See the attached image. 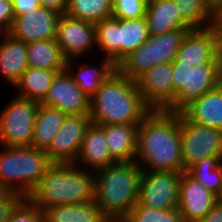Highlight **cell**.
Instances as JSON below:
<instances>
[{"mask_svg":"<svg viewBox=\"0 0 222 222\" xmlns=\"http://www.w3.org/2000/svg\"><path fill=\"white\" fill-rule=\"evenodd\" d=\"M7 222H45V215L27 197H24L11 212Z\"/></svg>","mask_w":222,"mask_h":222,"instance_id":"34","label":"cell"},{"mask_svg":"<svg viewBox=\"0 0 222 222\" xmlns=\"http://www.w3.org/2000/svg\"><path fill=\"white\" fill-rule=\"evenodd\" d=\"M39 2L42 7L53 10L60 15L66 13L68 0H39Z\"/></svg>","mask_w":222,"mask_h":222,"instance_id":"38","label":"cell"},{"mask_svg":"<svg viewBox=\"0 0 222 222\" xmlns=\"http://www.w3.org/2000/svg\"><path fill=\"white\" fill-rule=\"evenodd\" d=\"M181 19L191 29L215 25L219 8L211 0H174Z\"/></svg>","mask_w":222,"mask_h":222,"instance_id":"29","label":"cell"},{"mask_svg":"<svg viewBox=\"0 0 222 222\" xmlns=\"http://www.w3.org/2000/svg\"><path fill=\"white\" fill-rule=\"evenodd\" d=\"M219 198L205 189L186 171L181 174L178 193V210L183 222H200L216 205Z\"/></svg>","mask_w":222,"mask_h":222,"instance_id":"16","label":"cell"},{"mask_svg":"<svg viewBox=\"0 0 222 222\" xmlns=\"http://www.w3.org/2000/svg\"><path fill=\"white\" fill-rule=\"evenodd\" d=\"M216 26L190 29L184 36L173 62L198 66L212 63L219 56Z\"/></svg>","mask_w":222,"mask_h":222,"instance_id":"18","label":"cell"},{"mask_svg":"<svg viewBox=\"0 0 222 222\" xmlns=\"http://www.w3.org/2000/svg\"><path fill=\"white\" fill-rule=\"evenodd\" d=\"M14 18L11 0H0V33H7L11 29Z\"/></svg>","mask_w":222,"mask_h":222,"instance_id":"36","label":"cell"},{"mask_svg":"<svg viewBox=\"0 0 222 222\" xmlns=\"http://www.w3.org/2000/svg\"><path fill=\"white\" fill-rule=\"evenodd\" d=\"M65 14L96 24L112 17L113 0H68Z\"/></svg>","mask_w":222,"mask_h":222,"instance_id":"31","label":"cell"},{"mask_svg":"<svg viewBox=\"0 0 222 222\" xmlns=\"http://www.w3.org/2000/svg\"><path fill=\"white\" fill-rule=\"evenodd\" d=\"M0 113V145L31 147L38 102L14 95Z\"/></svg>","mask_w":222,"mask_h":222,"instance_id":"9","label":"cell"},{"mask_svg":"<svg viewBox=\"0 0 222 222\" xmlns=\"http://www.w3.org/2000/svg\"><path fill=\"white\" fill-rule=\"evenodd\" d=\"M181 112L191 122L222 130V83L192 100Z\"/></svg>","mask_w":222,"mask_h":222,"instance_id":"20","label":"cell"},{"mask_svg":"<svg viewBox=\"0 0 222 222\" xmlns=\"http://www.w3.org/2000/svg\"><path fill=\"white\" fill-rule=\"evenodd\" d=\"M135 160L143 171L183 172L179 112L152 110L143 119Z\"/></svg>","mask_w":222,"mask_h":222,"instance_id":"1","label":"cell"},{"mask_svg":"<svg viewBox=\"0 0 222 222\" xmlns=\"http://www.w3.org/2000/svg\"><path fill=\"white\" fill-rule=\"evenodd\" d=\"M139 125H104L107 147L116 162H130L135 160Z\"/></svg>","mask_w":222,"mask_h":222,"instance_id":"22","label":"cell"},{"mask_svg":"<svg viewBox=\"0 0 222 222\" xmlns=\"http://www.w3.org/2000/svg\"><path fill=\"white\" fill-rule=\"evenodd\" d=\"M200 222H222V203L218 201Z\"/></svg>","mask_w":222,"mask_h":222,"instance_id":"39","label":"cell"},{"mask_svg":"<svg viewBox=\"0 0 222 222\" xmlns=\"http://www.w3.org/2000/svg\"><path fill=\"white\" fill-rule=\"evenodd\" d=\"M40 104L56 108L66 115L90 113V98L74 82L67 70L55 76Z\"/></svg>","mask_w":222,"mask_h":222,"instance_id":"15","label":"cell"},{"mask_svg":"<svg viewBox=\"0 0 222 222\" xmlns=\"http://www.w3.org/2000/svg\"><path fill=\"white\" fill-rule=\"evenodd\" d=\"M58 73L60 72L28 67L14 85L17 89L16 96L41 103Z\"/></svg>","mask_w":222,"mask_h":222,"instance_id":"28","label":"cell"},{"mask_svg":"<svg viewBox=\"0 0 222 222\" xmlns=\"http://www.w3.org/2000/svg\"><path fill=\"white\" fill-rule=\"evenodd\" d=\"M215 26L218 34V49H219L218 54H219L220 70L222 77V9H220L218 12Z\"/></svg>","mask_w":222,"mask_h":222,"instance_id":"40","label":"cell"},{"mask_svg":"<svg viewBox=\"0 0 222 222\" xmlns=\"http://www.w3.org/2000/svg\"><path fill=\"white\" fill-rule=\"evenodd\" d=\"M15 16L24 15L40 7L39 0H11Z\"/></svg>","mask_w":222,"mask_h":222,"instance_id":"37","label":"cell"},{"mask_svg":"<svg viewBox=\"0 0 222 222\" xmlns=\"http://www.w3.org/2000/svg\"><path fill=\"white\" fill-rule=\"evenodd\" d=\"M55 40L66 61L82 58L96 48L94 24L63 14L58 20Z\"/></svg>","mask_w":222,"mask_h":222,"instance_id":"13","label":"cell"},{"mask_svg":"<svg viewBox=\"0 0 222 222\" xmlns=\"http://www.w3.org/2000/svg\"><path fill=\"white\" fill-rule=\"evenodd\" d=\"M181 174L174 171H143L137 202L159 210L177 208Z\"/></svg>","mask_w":222,"mask_h":222,"instance_id":"11","label":"cell"},{"mask_svg":"<svg viewBox=\"0 0 222 222\" xmlns=\"http://www.w3.org/2000/svg\"><path fill=\"white\" fill-rule=\"evenodd\" d=\"M145 17L150 35L163 34L175 29H191L181 19L174 0H148Z\"/></svg>","mask_w":222,"mask_h":222,"instance_id":"23","label":"cell"},{"mask_svg":"<svg viewBox=\"0 0 222 222\" xmlns=\"http://www.w3.org/2000/svg\"><path fill=\"white\" fill-rule=\"evenodd\" d=\"M78 64V70H74L75 66L77 67L76 60L75 62L74 60H68L66 61V70L89 98L100 89L103 82L116 70V65L107 57H104L97 66L90 67V64L84 62L81 65Z\"/></svg>","mask_w":222,"mask_h":222,"instance_id":"24","label":"cell"},{"mask_svg":"<svg viewBox=\"0 0 222 222\" xmlns=\"http://www.w3.org/2000/svg\"><path fill=\"white\" fill-rule=\"evenodd\" d=\"M219 9H222V0H211Z\"/></svg>","mask_w":222,"mask_h":222,"instance_id":"41","label":"cell"},{"mask_svg":"<svg viewBox=\"0 0 222 222\" xmlns=\"http://www.w3.org/2000/svg\"><path fill=\"white\" fill-rule=\"evenodd\" d=\"M28 67L63 72L66 60L55 39L39 40L27 44Z\"/></svg>","mask_w":222,"mask_h":222,"instance_id":"26","label":"cell"},{"mask_svg":"<svg viewBox=\"0 0 222 222\" xmlns=\"http://www.w3.org/2000/svg\"><path fill=\"white\" fill-rule=\"evenodd\" d=\"M60 16L57 12L40 6L24 15L15 16L7 33L26 44L39 40H52L56 38Z\"/></svg>","mask_w":222,"mask_h":222,"instance_id":"17","label":"cell"},{"mask_svg":"<svg viewBox=\"0 0 222 222\" xmlns=\"http://www.w3.org/2000/svg\"><path fill=\"white\" fill-rule=\"evenodd\" d=\"M24 197L12 190L0 188V222H7L11 212Z\"/></svg>","mask_w":222,"mask_h":222,"instance_id":"35","label":"cell"},{"mask_svg":"<svg viewBox=\"0 0 222 222\" xmlns=\"http://www.w3.org/2000/svg\"><path fill=\"white\" fill-rule=\"evenodd\" d=\"M144 103L151 110L174 112L172 63L152 67L136 80Z\"/></svg>","mask_w":222,"mask_h":222,"instance_id":"12","label":"cell"},{"mask_svg":"<svg viewBox=\"0 0 222 222\" xmlns=\"http://www.w3.org/2000/svg\"><path fill=\"white\" fill-rule=\"evenodd\" d=\"M174 112H180L192 100L222 83L219 56L209 64L192 65L172 62Z\"/></svg>","mask_w":222,"mask_h":222,"instance_id":"8","label":"cell"},{"mask_svg":"<svg viewBox=\"0 0 222 222\" xmlns=\"http://www.w3.org/2000/svg\"><path fill=\"white\" fill-rule=\"evenodd\" d=\"M148 0H113V18L138 19L146 16Z\"/></svg>","mask_w":222,"mask_h":222,"instance_id":"33","label":"cell"},{"mask_svg":"<svg viewBox=\"0 0 222 222\" xmlns=\"http://www.w3.org/2000/svg\"><path fill=\"white\" fill-rule=\"evenodd\" d=\"M0 36V73L14 86L28 68L27 44L8 33Z\"/></svg>","mask_w":222,"mask_h":222,"instance_id":"21","label":"cell"},{"mask_svg":"<svg viewBox=\"0 0 222 222\" xmlns=\"http://www.w3.org/2000/svg\"><path fill=\"white\" fill-rule=\"evenodd\" d=\"M152 110L144 103L136 81L115 70L90 98L91 123L140 124Z\"/></svg>","mask_w":222,"mask_h":222,"instance_id":"2","label":"cell"},{"mask_svg":"<svg viewBox=\"0 0 222 222\" xmlns=\"http://www.w3.org/2000/svg\"><path fill=\"white\" fill-rule=\"evenodd\" d=\"M179 117L183 171L202 158L222 156V130L191 122L181 111Z\"/></svg>","mask_w":222,"mask_h":222,"instance_id":"10","label":"cell"},{"mask_svg":"<svg viewBox=\"0 0 222 222\" xmlns=\"http://www.w3.org/2000/svg\"><path fill=\"white\" fill-rule=\"evenodd\" d=\"M66 116L56 108L39 104L31 147L45 151L61 128Z\"/></svg>","mask_w":222,"mask_h":222,"instance_id":"27","label":"cell"},{"mask_svg":"<svg viewBox=\"0 0 222 222\" xmlns=\"http://www.w3.org/2000/svg\"><path fill=\"white\" fill-rule=\"evenodd\" d=\"M89 114L67 115L50 146L45 150L52 163H74L80 152Z\"/></svg>","mask_w":222,"mask_h":222,"instance_id":"14","label":"cell"},{"mask_svg":"<svg viewBox=\"0 0 222 222\" xmlns=\"http://www.w3.org/2000/svg\"><path fill=\"white\" fill-rule=\"evenodd\" d=\"M107 222H125L123 219L108 220Z\"/></svg>","mask_w":222,"mask_h":222,"instance_id":"42","label":"cell"},{"mask_svg":"<svg viewBox=\"0 0 222 222\" xmlns=\"http://www.w3.org/2000/svg\"><path fill=\"white\" fill-rule=\"evenodd\" d=\"M186 172L218 198L222 196V156L202 158Z\"/></svg>","mask_w":222,"mask_h":222,"instance_id":"30","label":"cell"},{"mask_svg":"<svg viewBox=\"0 0 222 222\" xmlns=\"http://www.w3.org/2000/svg\"><path fill=\"white\" fill-rule=\"evenodd\" d=\"M3 148L0 150V188L28 197L52 162L41 149L8 146Z\"/></svg>","mask_w":222,"mask_h":222,"instance_id":"5","label":"cell"},{"mask_svg":"<svg viewBox=\"0 0 222 222\" xmlns=\"http://www.w3.org/2000/svg\"><path fill=\"white\" fill-rule=\"evenodd\" d=\"M125 222H183L178 208L159 210L138 202L123 219Z\"/></svg>","mask_w":222,"mask_h":222,"instance_id":"32","label":"cell"},{"mask_svg":"<svg viewBox=\"0 0 222 222\" xmlns=\"http://www.w3.org/2000/svg\"><path fill=\"white\" fill-rule=\"evenodd\" d=\"M96 49L117 65L150 36L146 17L138 19L107 18L96 24Z\"/></svg>","mask_w":222,"mask_h":222,"instance_id":"6","label":"cell"},{"mask_svg":"<svg viewBox=\"0 0 222 222\" xmlns=\"http://www.w3.org/2000/svg\"><path fill=\"white\" fill-rule=\"evenodd\" d=\"M142 172L136 160L94 172V201L109 220L124 219L137 203Z\"/></svg>","mask_w":222,"mask_h":222,"instance_id":"4","label":"cell"},{"mask_svg":"<svg viewBox=\"0 0 222 222\" xmlns=\"http://www.w3.org/2000/svg\"><path fill=\"white\" fill-rule=\"evenodd\" d=\"M43 212L45 222H107L109 220L95 201L54 206Z\"/></svg>","mask_w":222,"mask_h":222,"instance_id":"25","label":"cell"},{"mask_svg":"<svg viewBox=\"0 0 222 222\" xmlns=\"http://www.w3.org/2000/svg\"><path fill=\"white\" fill-rule=\"evenodd\" d=\"M116 163L109 153L106 136L104 133V125H97L91 123L85 132L82 146L75 165L84 169H92V172H96L100 169ZM82 165V166H81Z\"/></svg>","mask_w":222,"mask_h":222,"instance_id":"19","label":"cell"},{"mask_svg":"<svg viewBox=\"0 0 222 222\" xmlns=\"http://www.w3.org/2000/svg\"><path fill=\"white\" fill-rule=\"evenodd\" d=\"M90 171L74 163H52L27 198L42 211L94 201V172Z\"/></svg>","mask_w":222,"mask_h":222,"instance_id":"3","label":"cell"},{"mask_svg":"<svg viewBox=\"0 0 222 222\" xmlns=\"http://www.w3.org/2000/svg\"><path fill=\"white\" fill-rule=\"evenodd\" d=\"M189 30L175 29L163 34L150 35L147 41L116 65V70L130 80L136 81L152 67L161 63H172Z\"/></svg>","mask_w":222,"mask_h":222,"instance_id":"7","label":"cell"}]
</instances>
